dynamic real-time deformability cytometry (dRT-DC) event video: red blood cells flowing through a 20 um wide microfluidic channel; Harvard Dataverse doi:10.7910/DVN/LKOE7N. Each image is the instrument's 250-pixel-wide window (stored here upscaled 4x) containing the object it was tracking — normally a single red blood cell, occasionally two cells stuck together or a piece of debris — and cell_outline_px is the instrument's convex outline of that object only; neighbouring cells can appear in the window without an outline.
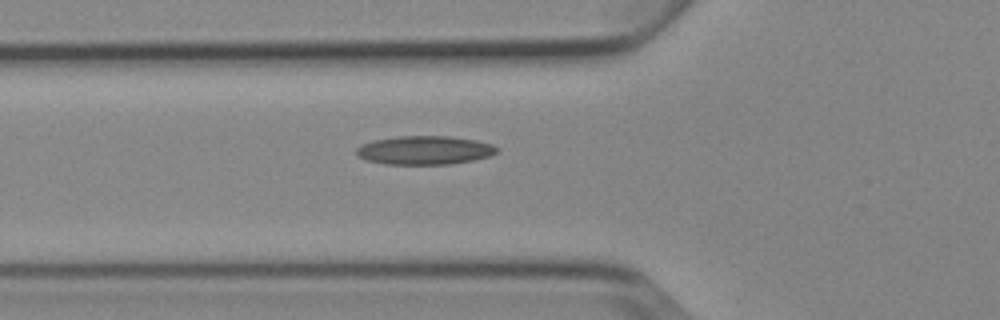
{"species": "Egyptian fruit bat (a non-hibernating species)", "species_latin": "Rousettus aegyptiacus", "temperature_condition": "cold", "stored_images_in_passage": 4, "camera_frame_rate_fps": 3000, "um_per_image_px": 0.085, "animal": {"sex": "female"}, "frame": {"image": 1, "passage_image": 4, "time_ms": 4.333, "image_size_px": [1000, 320], "cell_outline_px": [[496, 152], [488, 156], [472, 160], [452, 164], [384, 164], [368, 160], [356, 156], [356, 148], [360, 144], [372, 140], [396, 136], [448, 136], [476, 140], [492, 144], [496, 148]], "centroid_in_image_um": [36.02, 12.76], "position_along_channel_um": 89.8, "area_um2": 23.47}}